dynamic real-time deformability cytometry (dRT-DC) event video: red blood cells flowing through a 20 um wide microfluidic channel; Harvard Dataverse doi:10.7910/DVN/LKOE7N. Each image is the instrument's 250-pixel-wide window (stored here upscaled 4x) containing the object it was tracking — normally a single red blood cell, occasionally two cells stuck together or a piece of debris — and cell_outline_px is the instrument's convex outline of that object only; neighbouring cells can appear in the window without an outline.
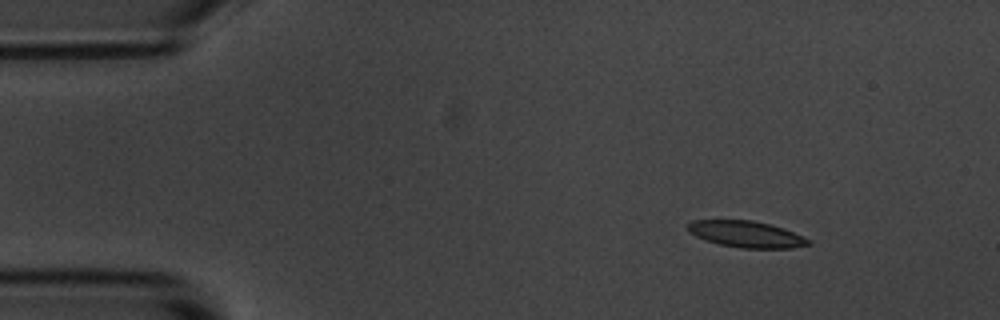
{"species": "common noctule bat (a hibernating species)", "species_latin": "Nyctalus noctula", "temperature_condition": "room temperature", "stored_images_in_passage": 4, "camera_frame_rate_fps": 3000, "um_per_image_px": 0.085, "animal": {"sex": "male", "body_mass_g": 20.1, "forearm_length_mm": 53.5}, "frame": {"image": 1, "passage_image": 2, "time_ms": 0.333, "image_size_px": [1000, 320], "cell_outline_px": [[812, 244], [792, 248], [740, 248], [720, 244], [704, 240], [688, 232], [688, 224], [692, 220], [752, 220], [772, 224], [784, 228], [804, 236], [812, 240]], "centroid_in_image_um": [63.48, 19.9], "position_along_channel_um": 21.5, "area_um2": 18.79}}
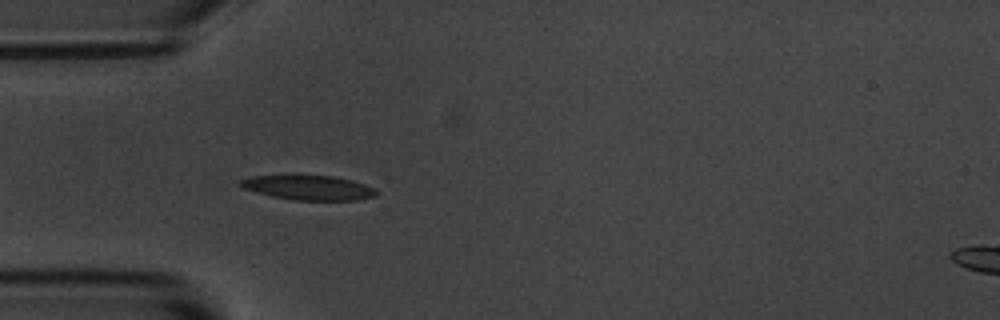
{"frame": {"image": 2, "passage_image": 4, "time_ms": 1.0, "image_size_px": [1000, 320], "cell_outline_px": [[380, 192], [376, 196], [356, 200], [292, 200], [272, 196], [256, 192], [244, 188], [236, 184], [240, 180], [252, 176], [332, 176], [364, 184], [376, 188]], "centroid_in_image_um": [26.24, 15.96], "position_along_channel_um": 58.8, "area_um2": 19.31}}